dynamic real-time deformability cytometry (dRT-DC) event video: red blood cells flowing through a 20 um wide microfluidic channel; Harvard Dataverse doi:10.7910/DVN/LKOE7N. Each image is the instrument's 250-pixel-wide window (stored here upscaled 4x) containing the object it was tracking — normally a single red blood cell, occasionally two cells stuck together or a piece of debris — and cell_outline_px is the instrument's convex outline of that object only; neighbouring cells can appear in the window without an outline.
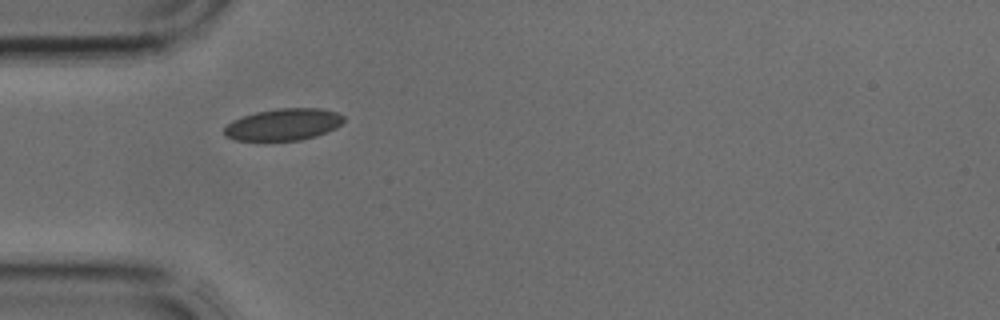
{"species": "common noctule bat (a hibernating species)", "species_latin": "Nyctalus noctula", "temperature_condition": "cold", "stored_images_in_passage": 2, "camera_frame_rate_fps": 3000, "um_per_image_px": 0.085, "animal": {"sex": "male", "body_mass_g": 17.9, "forearm_length_mm": 54.2}, "frame": {"image": 1, "passage_image": 2, "time_ms": 0.333, "image_size_px": [1000, 320], "cell_outline_px": [[344, 120], [336, 128], [328, 132], [316, 136], [300, 140], [236, 140], [224, 136], [224, 128], [232, 120], [256, 112], [276, 108], [320, 108], [336, 112], [344, 116]], "centroid_in_image_um": [24.1, 10.58], "position_along_channel_um": 60.9, "area_um2": 22.14}}